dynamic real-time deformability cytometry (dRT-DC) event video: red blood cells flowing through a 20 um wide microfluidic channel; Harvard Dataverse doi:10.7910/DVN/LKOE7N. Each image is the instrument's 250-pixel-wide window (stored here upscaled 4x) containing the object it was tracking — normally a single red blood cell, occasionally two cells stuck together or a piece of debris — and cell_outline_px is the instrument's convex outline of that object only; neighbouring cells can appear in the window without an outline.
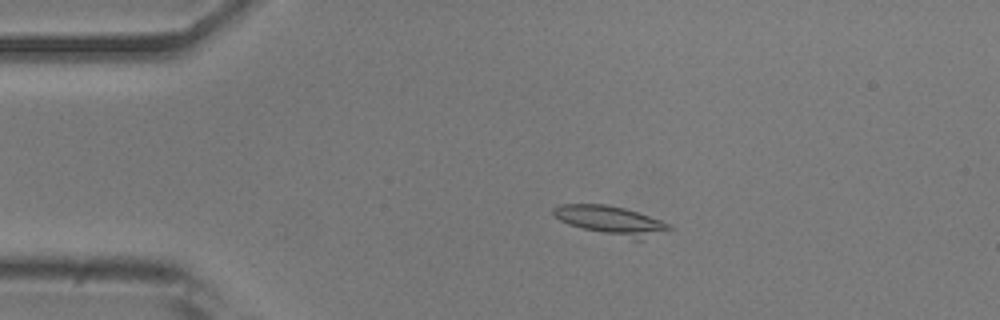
{"species": "common noctule bat (a hibernating species)", "species_latin": "Nyctalus noctula", "temperature_condition": "room temperature", "stored_images_in_passage": 15, "camera_frame_rate_fps": 3000, "um_per_image_px": 0.085, "animal": {"sex": "male", "body_mass_g": 20.5, "forearm_length_mm": 52.5}, "frame": {"image": 1, "passage_image": 10, "time_ms": 3.0, "image_size_px": [1000, 320], "cell_outline_px": [[676, 228], [640, 240], [632, 240], [568, 224], [560, 220], [552, 212], [552, 208], [560, 204], [604, 204], [624, 208], [672, 224]], "centroid_in_image_um": [51.97, 18.74], "position_along_channel_um": 33.0, "area_um2": 19.36}}